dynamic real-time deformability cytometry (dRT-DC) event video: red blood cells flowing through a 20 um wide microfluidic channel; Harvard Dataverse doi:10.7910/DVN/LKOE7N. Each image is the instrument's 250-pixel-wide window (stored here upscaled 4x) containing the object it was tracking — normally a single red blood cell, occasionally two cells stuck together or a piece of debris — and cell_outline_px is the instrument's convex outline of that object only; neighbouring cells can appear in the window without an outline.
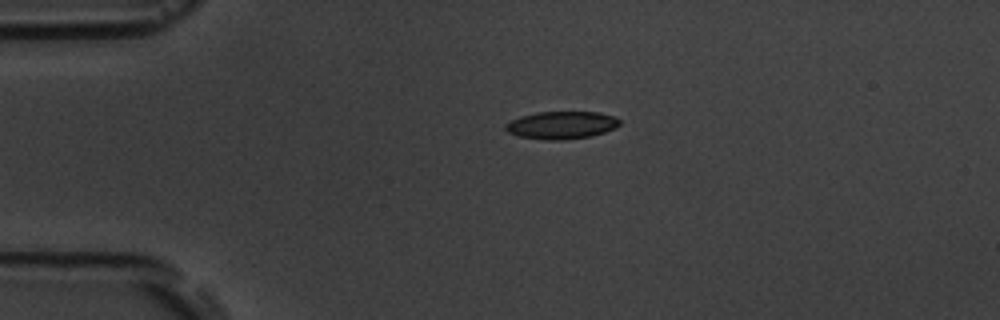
{"species": "common noctule bat (a hibernating species)", "species_latin": "Nyctalus noctula", "temperature_condition": "room temperature", "stored_images_in_passage": 2, "camera_frame_rate_fps": 3000, "um_per_image_px": 0.085, "animal": {"sex": "male", "body_mass_g": 19.5, "forearm_length_mm": 54.6}, "frame": {"image": 1, "passage_image": 1, "time_ms": 0.0, "image_size_px": [1000, 320], "cell_outline_px": [[620, 124], [616, 128], [592, 136], [564, 140], [544, 140], [520, 136], [508, 132], [504, 128], [504, 124], [520, 116], [536, 112], [600, 112], [612, 116], [620, 120]], "centroid_in_image_um": [47.73, 10.64], "position_along_channel_um": 37.3, "area_um2": 18.44}}
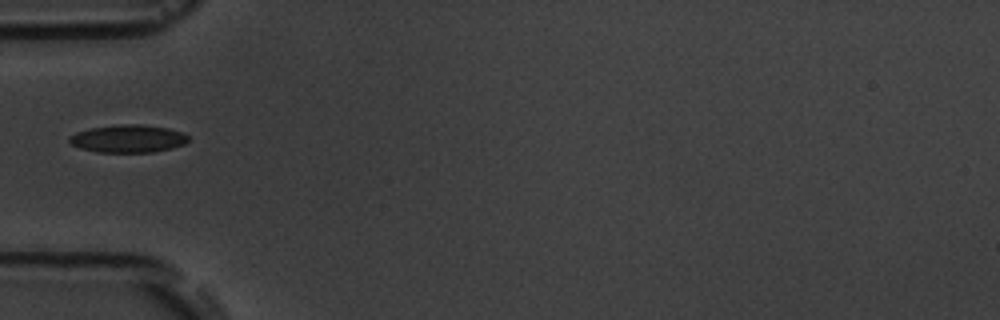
{"frame": {"image": 2, "passage_image": 2, "time_ms": 2.0, "image_size_px": [1000, 320], "cell_outline_px": [[188, 140], [184, 144], [172, 148], [152, 152], [96, 152], [80, 148], [72, 144], [68, 140], [68, 136], [76, 132], [92, 128], [120, 124], [140, 124], [168, 128], [184, 132], [188, 136]], "centroid_in_image_um": [10.89, 11.78], "position_along_channel_um": 74.1, "area_um2": 19.25}}